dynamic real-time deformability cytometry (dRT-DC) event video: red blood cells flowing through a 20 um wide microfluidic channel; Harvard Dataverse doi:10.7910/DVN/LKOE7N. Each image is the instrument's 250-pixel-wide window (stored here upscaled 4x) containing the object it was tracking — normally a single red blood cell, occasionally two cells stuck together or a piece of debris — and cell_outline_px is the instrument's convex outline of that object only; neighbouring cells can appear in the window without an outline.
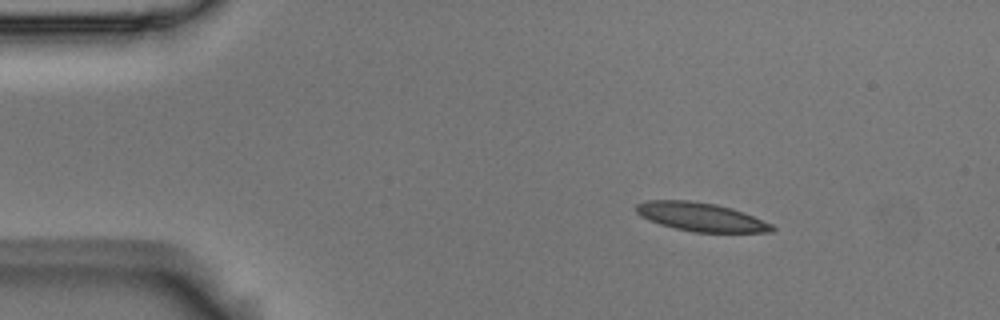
{"species": "Egyptian fruit bat (a non-hibernating species)", "species_latin": "Rousettus aegyptiacus", "temperature_condition": "room temperature", "stored_images_in_passage": 48, "camera_frame_rate_fps": 3000, "um_per_image_px": 0.085, "animal": {"sex": "male"}, "frame": {"image": 1, "passage_image": 1, "time_ms": 0.0, "image_size_px": [1000, 320], "cell_outline_px": [[776, 228], [772, 232], [692, 232], [660, 224], [640, 216], [636, 212], [636, 204], [648, 200], [688, 200], [716, 204], [732, 208], [744, 212], [772, 224]], "centroid_in_image_um": [59.58, 18.43], "position_along_channel_um": 25.4, "area_um2": 22.6}}
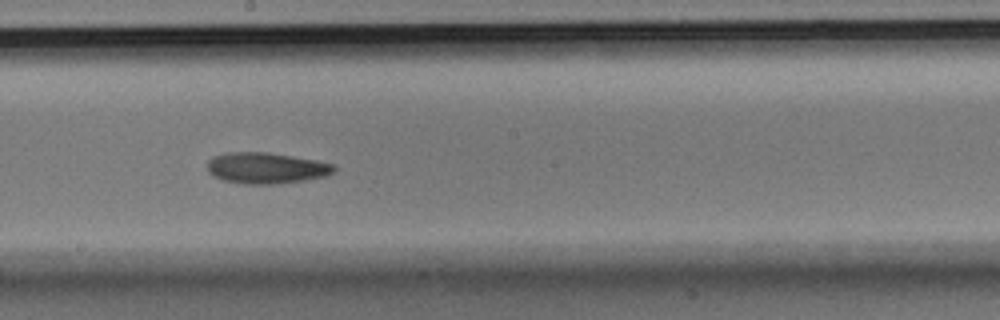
{"frame": {"image": 2, "passage_image": 23, "time_ms": 7.333, "image_size_px": [1000, 320], "cell_outline_px": [[336, 168], [332, 172], [324, 176], [304, 180], [272, 184], [244, 184], [224, 180], [208, 172], [208, 160], [212, 156], [228, 152], [268, 152], [316, 160], [332, 164]], "centroid_in_image_um": [22.59, 14.27], "position_along_channel_um": 225.6, "area_um2": 22.72}}
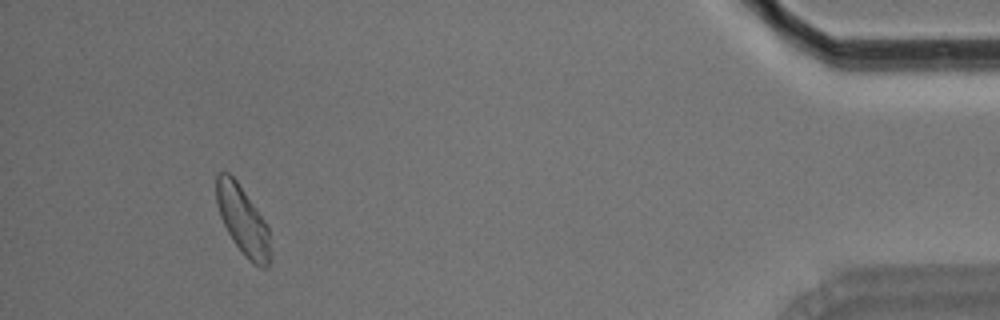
{"frame": {"image": 3, "passage_image": 44, "time_ms": 14.333, "image_size_px": [1000, 320], "cell_outline_px": [[272, 252], [268, 268], [260, 268], [252, 264], [248, 260], [232, 240], [220, 216], [216, 204], [216, 176], [220, 172], [228, 172], [236, 180], [264, 220], [268, 228]], "centroid_in_image_um": [20.65, 18.79], "position_along_channel_um": 414.5, "area_um2": 21.68}, "authors_computed_cell_mechanics": {"area_um2": 22.3397, "velocity_mm_per_s": 3.6322, "shape_relaxation_time_tau1_ms": 7.8057, "shape_relaxation_time_tau2_ms": 4.8952, "deformation_change_tau1": 0.1773, "deformation_change_tau2": 0.0808}}